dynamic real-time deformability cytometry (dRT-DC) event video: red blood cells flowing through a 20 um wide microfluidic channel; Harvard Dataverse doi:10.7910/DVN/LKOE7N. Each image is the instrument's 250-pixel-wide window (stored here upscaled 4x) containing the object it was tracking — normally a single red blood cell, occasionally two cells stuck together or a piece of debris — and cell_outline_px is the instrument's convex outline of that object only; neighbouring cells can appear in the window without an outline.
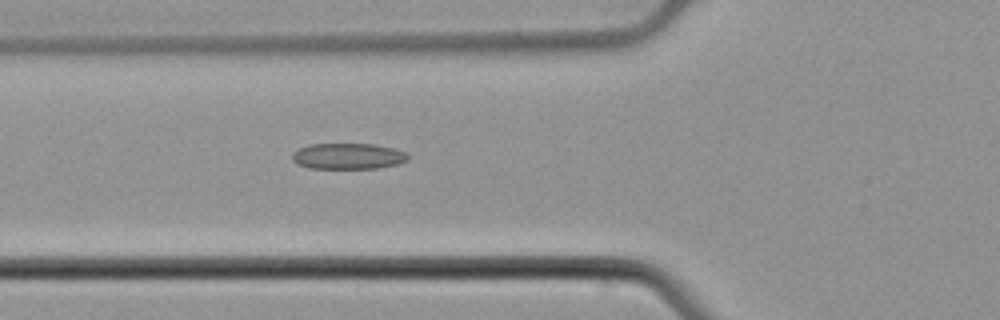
{"species": "common noctule bat (a hibernating species)", "species_latin": "Nyctalus noctula", "temperature_condition": "cold", "stored_images_in_passage": 2, "camera_frame_rate_fps": 3000, "um_per_image_px": 0.085, "animal": {"sex": "male", "body_mass_g": 21.5, "forearm_length_mm": 52.0}, "frame": {"image": 1, "passage_image": 2, "time_ms": 0.333, "image_size_px": [1000, 320], "cell_outline_px": [[408, 160], [396, 164], [376, 168], [308, 168], [296, 164], [292, 160], [292, 152], [308, 144], [376, 144], [392, 148], [404, 152], [408, 156]], "centroid_in_image_um": [29.53, 13.27], "position_along_channel_um": 96.3, "area_um2": 17.46}}